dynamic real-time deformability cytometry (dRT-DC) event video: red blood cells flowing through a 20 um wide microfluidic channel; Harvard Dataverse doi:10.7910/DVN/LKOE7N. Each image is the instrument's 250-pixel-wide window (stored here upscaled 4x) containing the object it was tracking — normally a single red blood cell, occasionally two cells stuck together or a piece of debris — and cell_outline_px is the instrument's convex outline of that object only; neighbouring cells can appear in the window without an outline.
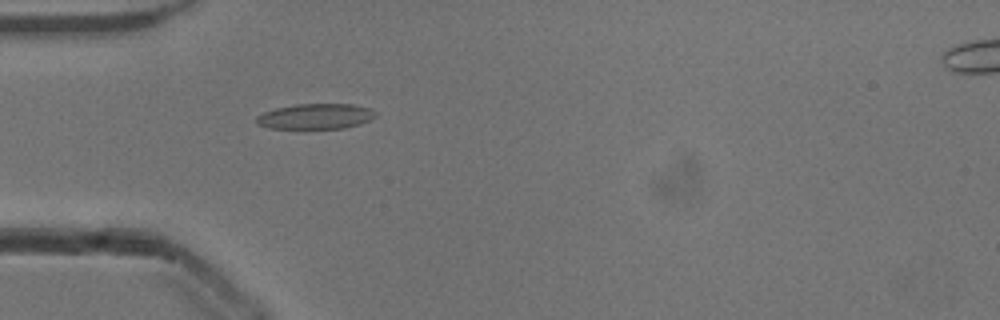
{"species": "common noctule bat (a hibernating species)", "species_latin": "Nyctalus noctula", "temperature_condition": "cold", "stored_images_in_passage": 20, "camera_frame_rate_fps": 3000, "um_per_image_px": 0.085, "animal": {"sex": "male", "body_mass_g": 13.3}, "frame": {"image": 1, "passage_image": 1, "time_ms": 0.0, "image_size_px": [1000, 320], "cell_outline_px": [[376, 116], [360, 124], [344, 128], [268, 128], [256, 124], [256, 116], [264, 112], [276, 108], [296, 104], [352, 104], [368, 108], [376, 112]], "centroid_in_image_um": [26.8, 9.89], "position_along_channel_um": 58.2, "area_um2": 17.51}}
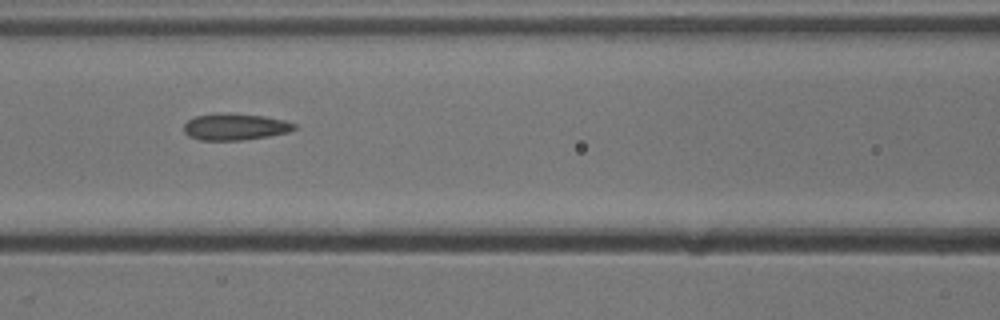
{"frame": {"image": 2, "passage_image": 8, "time_ms": 2.333, "image_size_px": [1000, 320], "cell_outline_px": [[296, 128], [288, 132], [268, 136], [240, 140], [200, 140], [188, 136], [184, 132], [184, 124], [188, 120], [196, 116], [220, 112], [228, 112], [264, 116], [284, 120], [296, 124]], "centroid_in_image_um": [19.96, 10.76], "position_along_channel_um": 146.6, "area_um2": 17.22}}
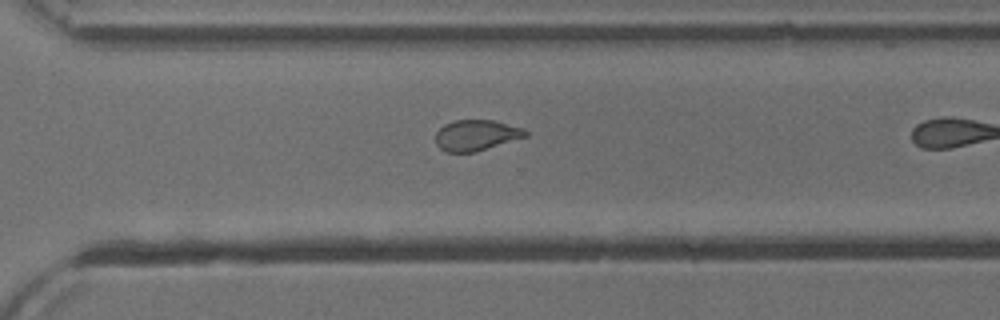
{"frame": {"image": 3, "passage_image": 19, "time_ms": 6.0, "image_size_px": [1000, 320], "cell_outline_px": [[528, 136], [476, 152], [444, 152], [436, 144], [436, 132], [444, 124], [452, 120], [492, 120], [524, 128], [528, 132]], "centroid_in_image_um": [40.48, 11.49], "position_along_channel_um": 330.1, "area_um2": 16.24}}